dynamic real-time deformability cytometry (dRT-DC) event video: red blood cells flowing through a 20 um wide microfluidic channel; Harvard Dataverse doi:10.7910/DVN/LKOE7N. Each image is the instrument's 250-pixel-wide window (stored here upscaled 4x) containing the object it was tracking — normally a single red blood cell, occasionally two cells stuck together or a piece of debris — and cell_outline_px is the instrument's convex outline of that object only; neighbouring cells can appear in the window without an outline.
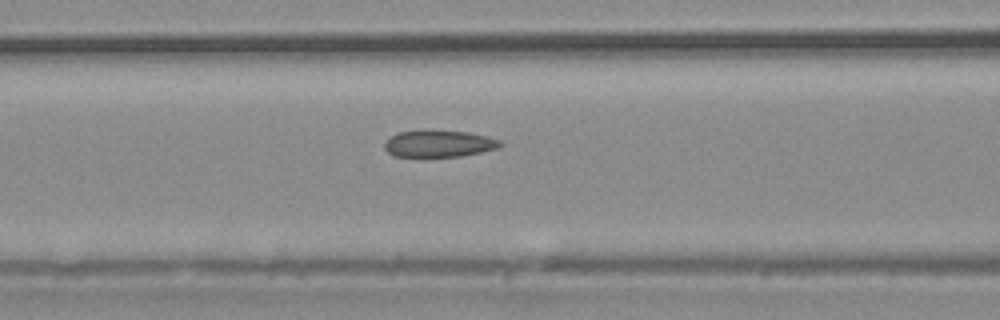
{"species": "common noctule bat (a hibernating species)", "species_latin": "Nyctalus noctula", "temperature_condition": "warm", "stored_images_in_passage": 27, "camera_frame_rate_fps": 3000, "um_per_image_px": 0.085, "animal": {"sex": "male", "body_mass_g": 20.4}, "frame": {"image": 1, "passage_image": 5, "time_ms": 1.333, "image_size_px": [1000, 320], "cell_outline_px": [[504, 144], [500, 148], [460, 156], [396, 156], [388, 152], [384, 148], [384, 140], [400, 132], [468, 132], [488, 136], [500, 140]], "centroid_in_image_um": [37.36, 12.23], "position_along_channel_um": 129.2, "area_um2": 17.51}}
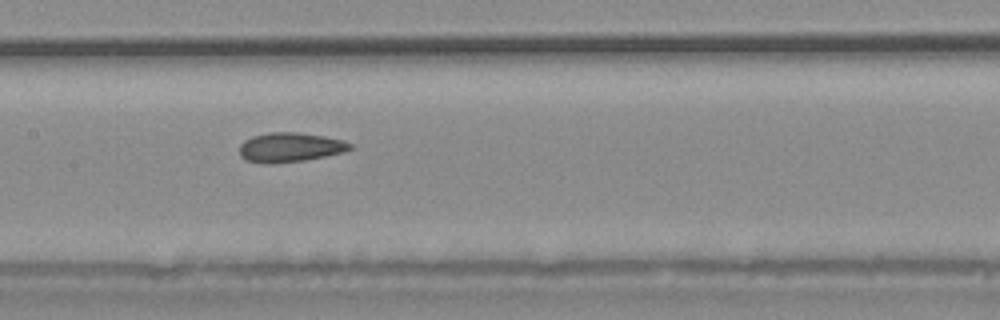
{"frame": {"image": 2, "passage_image": 8, "time_ms": 2.333, "image_size_px": [1000, 320], "cell_outline_px": [[352, 148], [340, 152], [324, 156], [304, 160], [244, 160], [240, 156], [240, 144], [244, 140], [252, 136], [268, 132], [296, 132], [324, 136], [344, 140], [352, 144]], "centroid_in_image_um": [24.68, 12.45], "position_along_channel_um": 182.7, "area_um2": 18.03}}
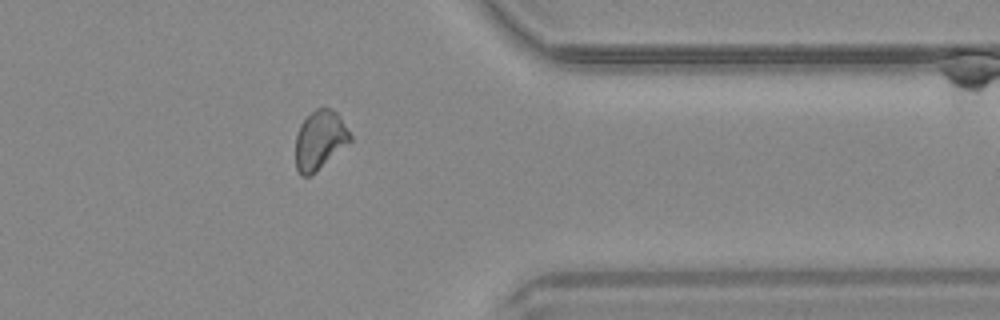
{"frame": {"image": 3, "passage_image": 20, "time_ms": 6.333, "image_size_px": [1000, 320], "cell_outline_px": [[352, 140], [312, 176], [300, 176], [296, 168], [296, 136], [300, 124], [316, 108], [332, 108], [340, 116], [352, 136]], "centroid_in_image_um": [27.19, 11.92], "position_along_channel_um": 384.2, "area_um2": 18.84}}